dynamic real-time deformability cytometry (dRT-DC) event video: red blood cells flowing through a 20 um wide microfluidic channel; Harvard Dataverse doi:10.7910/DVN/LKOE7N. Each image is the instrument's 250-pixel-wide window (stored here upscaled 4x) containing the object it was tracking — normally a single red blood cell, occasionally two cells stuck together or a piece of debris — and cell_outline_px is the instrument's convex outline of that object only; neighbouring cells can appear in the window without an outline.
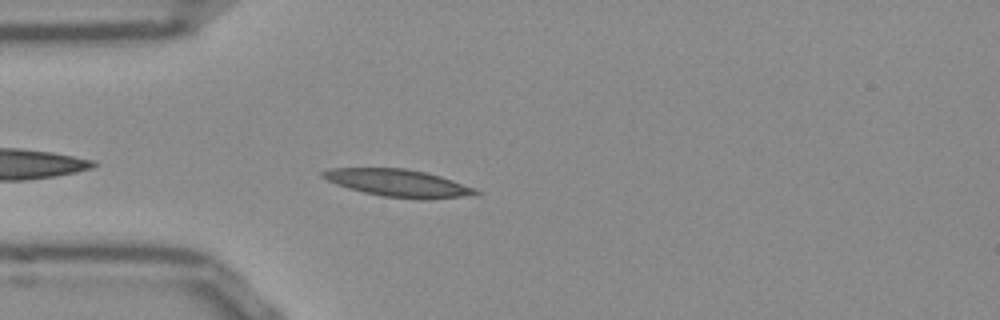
{"species": "Egyptian fruit bat (a non-hibernating species)", "species_latin": "Rousettus aegyptiacus", "temperature_condition": "room temperature", "stored_images_in_passage": 41, "camera_frame_rate_fps": 3000, "um_per_image_px": 0.085, "frame": {"image": 1, "passage_image": 3, "time_ms": 0.667, "image_size_px": [1000, 320], "cell_outline_px": [[480, 192], [472, 196], [428, 200], [420, 200], [384, 196], [364, 192], [348, 188], [336, 184], [320, 176], [320, 172], [332, 168], [404, 168], [428, 172], [476, 188]], "centroid_in_image_um": [33.9, 15.57], "position_along_channel_um": 51.1, "area_um2": 24.62}}
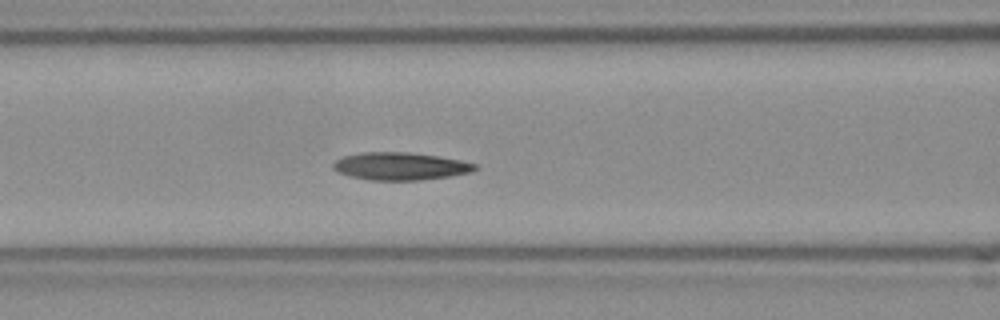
{"frame": {"image": 2, "passage_image": 10, "time_ms": 3.0, "image_size_px": [1000, 320], "cell_outline_px": [[480, 168], [472, 172], [448, 176], [420, 180], [368, 180], [348, 176], [332, 168], [332, 164], [336, 160], [344, 156], [360, 152], [408, 152], [436, 156], [460, 160], [476, 164]], "centroid_in_image_um": [34.02, 14.13], "position_along_channel_um": 132.6, "area_um2": 22.83}}
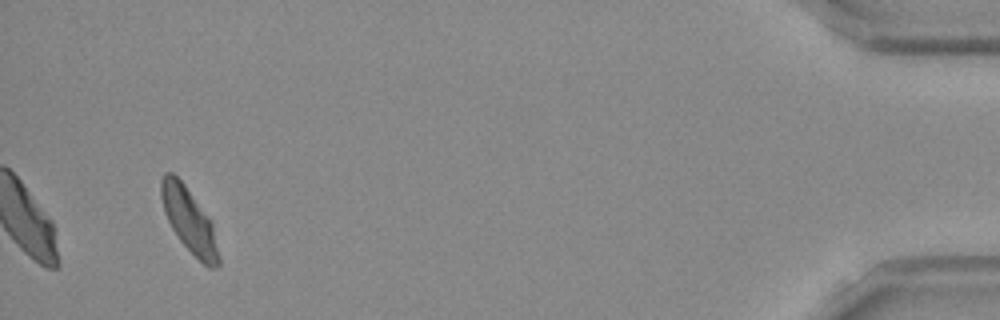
{"frame": {"image": 3, "passage_image": 39, "time_ms": 12.667, "image_size_px": [1000, 320], "cell_outline_px": [[220, 264], [216, 268], [208, 268], [180, 240], [172, 228], [164, 212], [160, 196], [160, 180], [164, 172], [172, 172], [184, 184], [212, 220], [220, 260]], "centroid_in_image_um": [16.08, 18.7], "position_along_channel_um": 419.1, "area_um2": 21.5}, "authors_computed_cell_mechanics": {"area_um2": 22.3686, "velocity_mm_per_s": 3.791, "shape_relaxation_time_tau1_ms": 5.2922, "shape_relaxation_time_tau2_ms": 4.253, "deformation_change_tau1": 0.1578, "deformation_change_tau2": 0.0965}}